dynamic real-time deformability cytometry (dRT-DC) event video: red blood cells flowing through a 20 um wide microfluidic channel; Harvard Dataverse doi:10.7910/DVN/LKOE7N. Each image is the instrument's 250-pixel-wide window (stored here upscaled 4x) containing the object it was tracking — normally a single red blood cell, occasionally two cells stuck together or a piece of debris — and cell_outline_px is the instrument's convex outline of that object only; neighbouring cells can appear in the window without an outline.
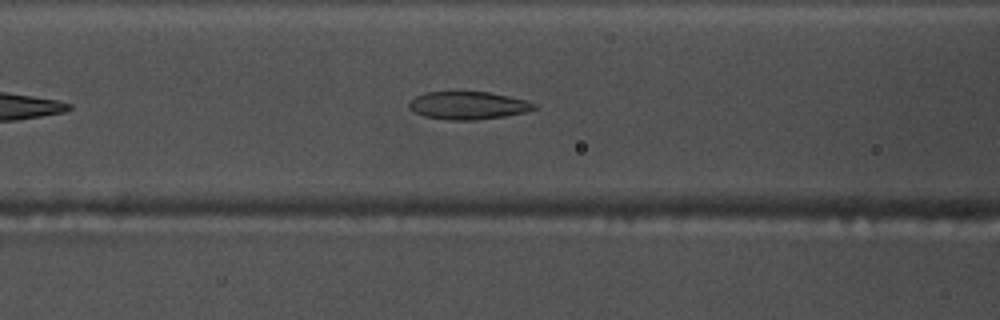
{"species": "common noctule bat (a hibernating species)", "species_latin": "Nyctalus noctula", "temperature_condition": "warm", "stored_images_in_passage": 24, "camera_frame_rate_fps": 3000, "um_per_image_px": 0.085, "animal": {"sex": "male", "body_mass_g": 17.5, "forearm_length_mm": 52.3}, "frame": {"image": 1, "passage_image": 10, "time_ms": 3.0, "image_size_px": [1000, 320], "cell_outline_px": [[536, 108], [524, 112], [504, 116], [476, 120], [452, 120], [424, 116], [408, 108], [408, 100], [416, 96], [428, 92], [488, 92], [508, 96], [524, 100], [536, 104]], "centroid_in_image_um": [39.74, 8.96], "position_along_channel_um": 126.9, "area_um2": 20.06}}
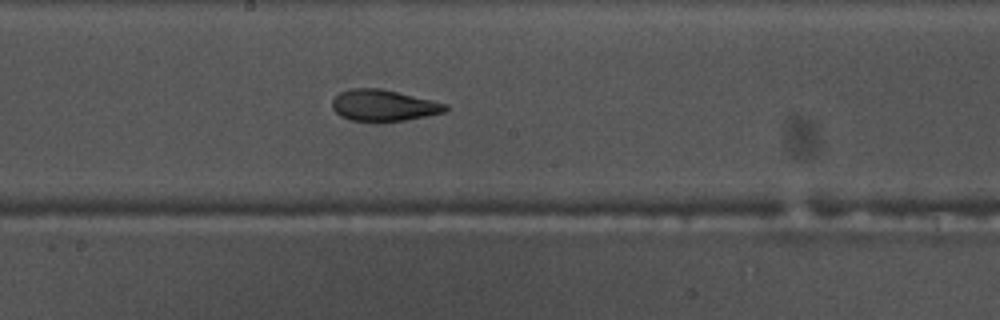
{"frame": {"image": 2, "passage_image": 17, "time_ms": 5.333, "image_size_px": [1000, 320], "cell_outline_px": [[448, 108], [444, 112], [404, 120], [376, 124], [348, 120], [340, 116], [332, 108], [332, 100], [340, 92], [352, 88], [380, 88], [432, 100], [448, 104]], "centroid_in_image_um": [32.55, 8.99], "position_along_channel_um": 215.6, "area_um2": 21.1}}
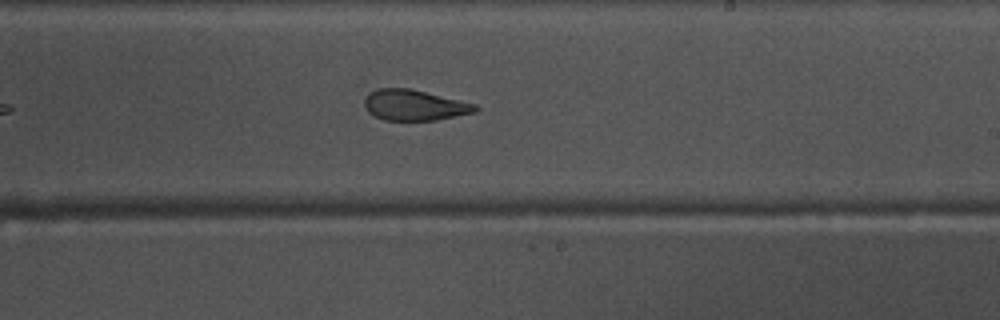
{"frame": {"image": 3, "passage_image": 20, "time_ms": 6.333, "image_size_px": [1000, 320], "cell_outline_px": [[480, 108], [476, 112], [436, 120], [384, 120], [368, 112], [364, 108], [364, 100], [368, 92], [376, 88], [408, 88], [460, 100], [476, 104]], "centroid_in_image_um": [35.2, 8.93], "position_along_channel_um": 253.8, "area_um2": 19.88}}